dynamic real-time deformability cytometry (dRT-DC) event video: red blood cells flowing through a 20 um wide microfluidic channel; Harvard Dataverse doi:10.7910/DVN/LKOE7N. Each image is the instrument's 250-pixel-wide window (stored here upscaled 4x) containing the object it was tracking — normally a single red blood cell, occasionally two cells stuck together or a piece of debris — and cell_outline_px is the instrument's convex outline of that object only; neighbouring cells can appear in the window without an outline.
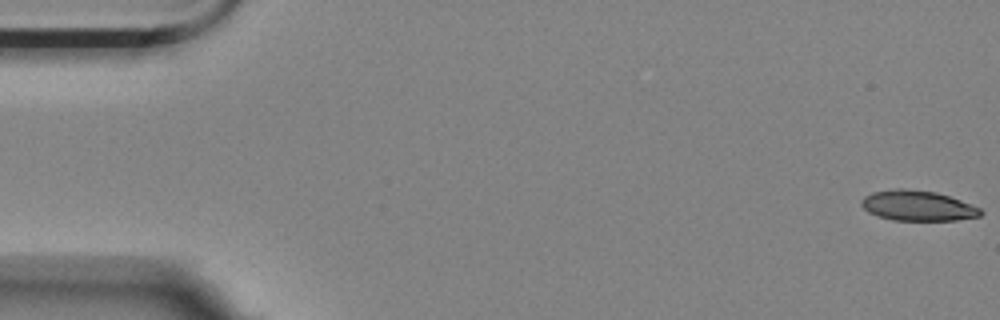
{"species": "Egyptian fruit bat (a non-hibernating species)", "species_latin": "Rousettus aegyptiacus", "temperature_condition": "room temperature", "stored_images_in_passage": 17, "camera_frame_rate_fps": 3000, "um_per_image_px": 0.085, "animal": {"sex": "female"}, "frame": {"image": 1, "passage_image": 1, "time_ms": 0.0, "image_size_px": [1000, 320], "cell_outline_px": [[984, 212], [980, 216], [956, 220], [892, 220], [868, 212], [860, 204], [860, 200], [864, 196], [872, 192], [896, 188], [904, 188], [936, 192], [960, 200], [980, 208]], "centroid_in_image_um": [77.98, 17.48], "position_along_channel_um": 7.0, "area_um2": 20.98}}
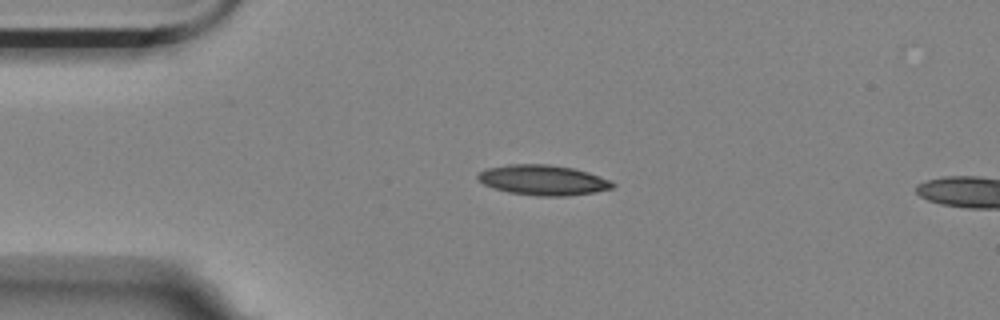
{"frame": {"image": 2, "passage_image": 13, "time_ms": 4.0, "image_size_px": [1000, 320], "cell_outline_px": [[616, 184], [612, 188], [596, 192], [564, 196], [536, 196], [508, 192], [484, 184], [476, 176], [480, 172], [488, 168], [508, 164], [548, 164], [572, 168], [588, 172], [608, 180]], "centroid_in_image_um": [46.16, 15.31], "position_along_channel_um": 38.8, "area_um2": 23.47}}